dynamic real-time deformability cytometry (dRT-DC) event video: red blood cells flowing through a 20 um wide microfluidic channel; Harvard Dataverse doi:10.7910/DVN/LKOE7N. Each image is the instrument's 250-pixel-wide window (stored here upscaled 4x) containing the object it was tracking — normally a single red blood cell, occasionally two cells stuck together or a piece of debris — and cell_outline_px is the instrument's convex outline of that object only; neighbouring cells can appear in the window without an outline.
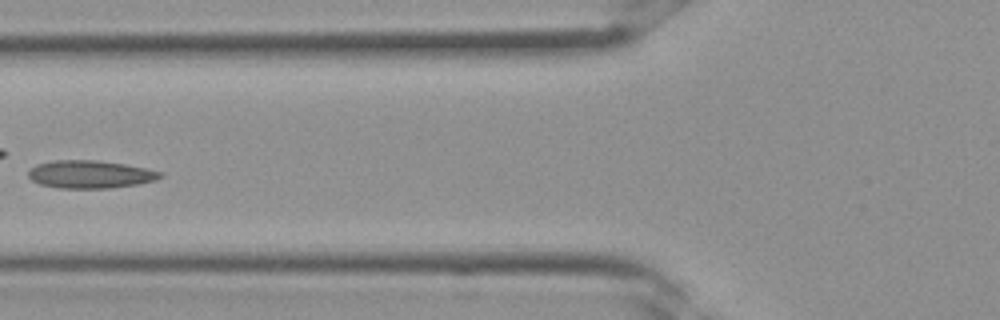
{"species": "Egyptian fruit bat (a non-hibernating species)", "species_latin": "Rousettus aegyptiacus", "temperature_condition": "room temperature", "stored_images_in_passage": 29, "camera_frame_rate_fps": 3000, "um_per_image_px": 0.085, "frame": {"image": 1, "passage_image": 8, "time_ms": 2.333, "image_size_px": [1000, 320], "cell_outline_px": [[164, 176], [156, 180], [136, 184], [108, 188], [56, 188], [40, 184], [32, 180], [28, 176], [28, 172], [36, 164], [52, 160], [100, 160], [124, 164], [164, 172]], "centroid_in_image_um": [7.66, 14.81], "position_along_channel_um": 118.1, "area_um2": 21.44}}
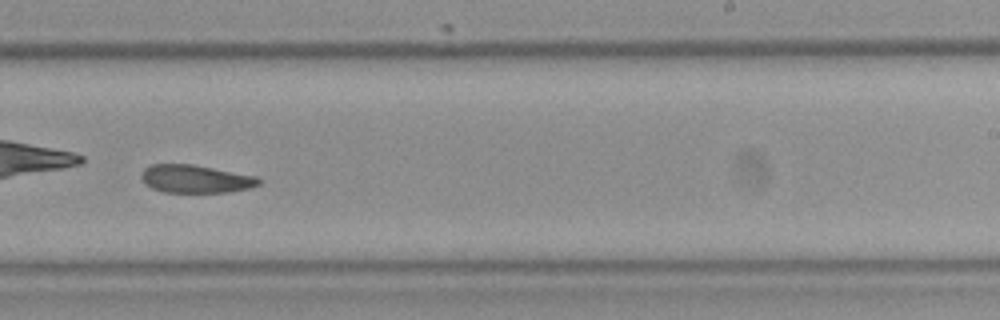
{"frame": {"image": 2, "passage_image": 16, "time_ms": 5.0, "image_size_px": [1000, 320], "cell_outline_px": [[264, 180], [260, 184], [248, 188], [228, 192], [164, 192], [152, 188], [144, 184], [140, 176], [144, 168], [152, 164], [192, 164], [256, 176]], "centroid_in_image_um": [16.61, 15.2], "position_along_channel_um": 272.4, "area_um2": 19.19}}
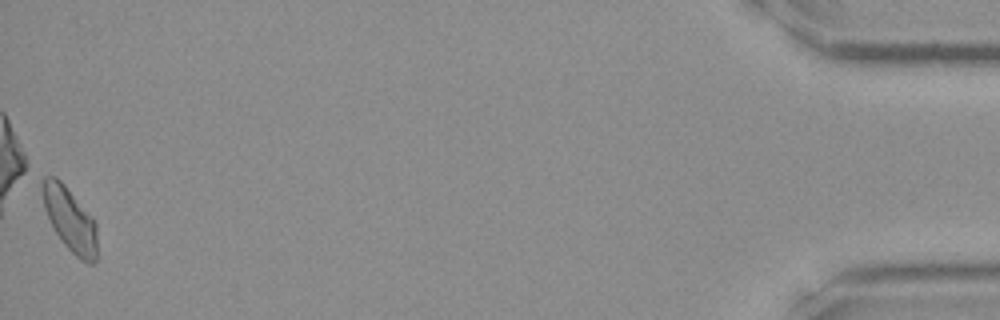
{"frame": {"image": 3, "passage_image": 29, "time_ms": 9.333, "image_size_px": [1000, 320], "cell_outline_px": [[100, 256], [92, 264], [88, 264], [80, 260], [64, 244], [56, 232], [44, 208], [44, 176], [56, 176], [64, 184], [92, 216], [96, 224]], "centroid_in_image_um": [6.04, 18.75], "position_along_channel_um": 429.2, "area_um2": 20.35}}